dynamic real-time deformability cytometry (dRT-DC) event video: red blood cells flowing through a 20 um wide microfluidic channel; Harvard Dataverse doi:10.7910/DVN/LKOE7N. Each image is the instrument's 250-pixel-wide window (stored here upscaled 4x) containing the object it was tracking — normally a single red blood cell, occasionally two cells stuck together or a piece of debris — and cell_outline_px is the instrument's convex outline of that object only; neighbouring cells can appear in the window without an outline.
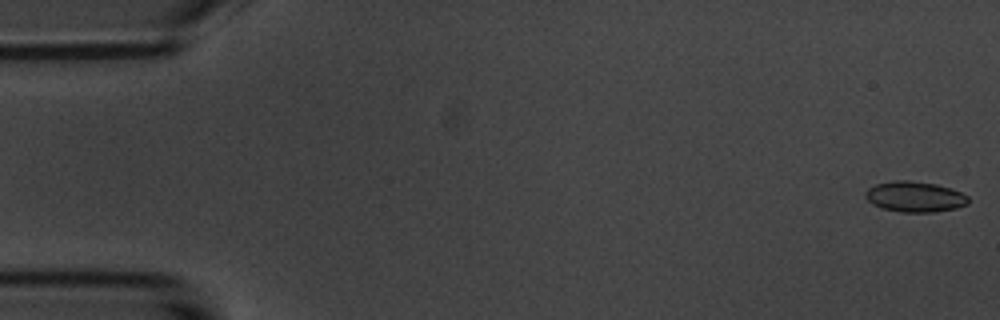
{"species": "common noctule bat (a hibernating species)", "species_latin": "Nyctalus noctula", "temperature_condition": "room temperature", "stored_images_in_passage": 5, "segment_of_instrument_passage": [2, 2], "camera_frame_rate_fps": 3000, "um_per_image_px": 0.085, "animal": {"sex": "male", "body_mass_g": 20.1, "forearm_length_mm": 53.5}, "frame": {"image": 1, "passage_image": 5, "time_ms": 5.667, "image_size_px": [1000, 320], "cell_outline_px": [[968, 204], [956, 208], [932, 212], [900, 212], [880, 208], [872, 204], [864, 196], [864, 192], [868, 188], [876, 184], [896, 180], [908, 180], [936, 184], [960, 192], [968, 196]], "centroid_in_image_um": [77.72, 16.72], "position_along_channel_um": 7.3, "area_um2": 18.32}}